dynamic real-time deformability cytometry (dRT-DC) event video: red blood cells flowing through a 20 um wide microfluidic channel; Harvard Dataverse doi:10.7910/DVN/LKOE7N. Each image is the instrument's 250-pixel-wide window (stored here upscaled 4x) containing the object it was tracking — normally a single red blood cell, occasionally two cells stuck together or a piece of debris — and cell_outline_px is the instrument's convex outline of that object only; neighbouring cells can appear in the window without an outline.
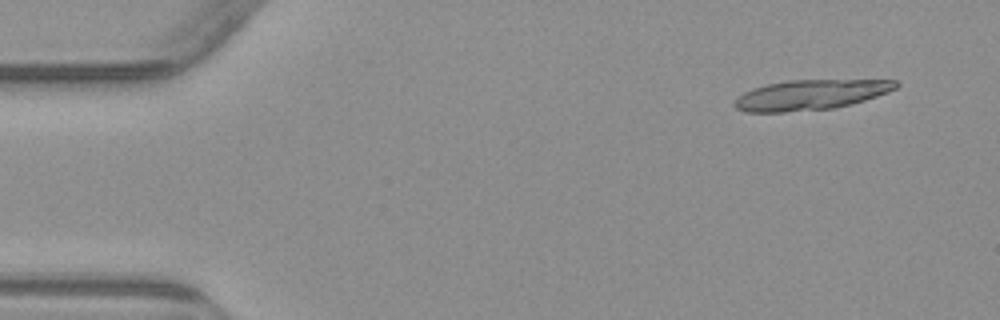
{"species": "common noctule bat (a hibernating species)", "species_latin": "Nyctalus noctula", "temperature_condition": "warm", "stored_images_in_passage": 5, "segment_of_instrument_passage": [1, 2], "camera_frame_rate_fps": 3000, "um_per_image_px": 0.085, "animal": {"sex": "male", "body_mass_g": 23.1, "forearm_length_mm": 52.7}, "frame": {"image": 1, "passage_image": 1, "time_ms": 0.0, "image_size_px": [1000, 320], "cell_outline_px": [[900, 84], [896, 88], [888, 92], [852, 104], [832, 108], [784, 112], [744, 112], [736, 108], [732, 104], [744, 92], [752, 88], [764, 84], [788, 80], [896, 80]], "centroid_in_image_um": [68.87, 8.05], "position_along_channel_um": 16.1, "area_um2": 28.26}}